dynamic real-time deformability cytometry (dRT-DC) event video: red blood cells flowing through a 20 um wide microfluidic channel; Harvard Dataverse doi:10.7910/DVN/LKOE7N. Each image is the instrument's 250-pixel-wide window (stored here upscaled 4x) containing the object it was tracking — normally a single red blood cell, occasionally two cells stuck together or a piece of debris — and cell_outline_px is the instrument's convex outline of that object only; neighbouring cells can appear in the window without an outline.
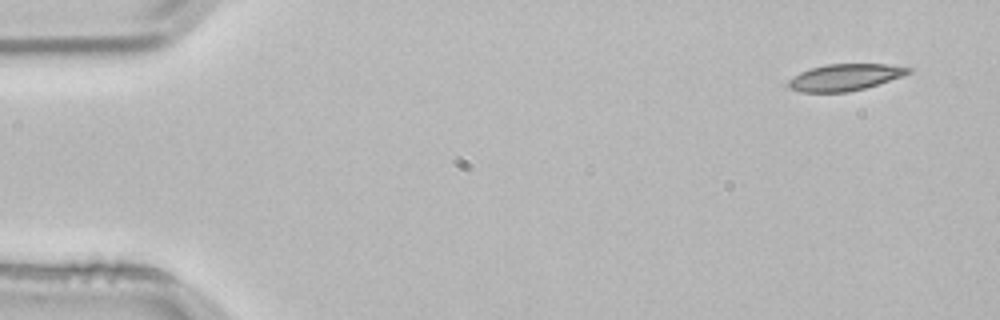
{"species": "common noctule bat (a hibernating species)", "species_latin": "Nyctalus noctula", "temperature_condition": "room temperature", "stored_images_in_passage": 3, "camera_frame_rate_fps": 3000, "um_per_image_px": 0.085, "animal": {"sex": "male", "body_mass_g": 21.5, "forearm_length_mm": 52.0}, "frame": {"image": 1, "passage_image": 1, "time_ms": 0.0, "image_size_px": [1000, 320], "cell_outline_px": [[912, 72], [864, 88], [848, 92], [800, 92], [788, 88], [788, 80], [800, 72], [812, 68], [828, 64], [888, 64], [912, 68]], "centroid_in_image_um": [71.78, 6.57], "position_along_channel_um": 13.2, "area_um2": 18.38}}
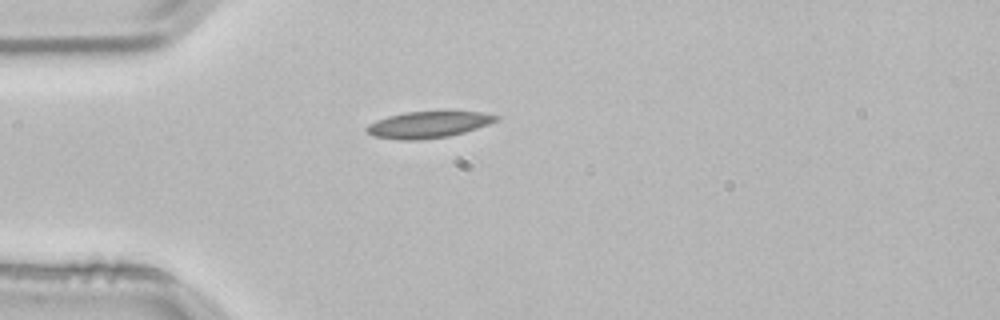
{"frame": {"image": 2, "passage_image": 3, "time_ms": 0.667, "image_size_px": [1000, 320], "cell_outline_px": [[500, 116], [496, 120], [488, 124], [464, 132], [448, 136], [416, 140], [400, 140], [372, 136], [364, 128], [368, 124], [376, 120], [388, 116], [404, 112], [448, 108], [452, 108], [484, 112]], "centroid_in_image_um": [36.44, 10.53], "position_along_channel_um": 48.6, "area_um2": 20.98}}